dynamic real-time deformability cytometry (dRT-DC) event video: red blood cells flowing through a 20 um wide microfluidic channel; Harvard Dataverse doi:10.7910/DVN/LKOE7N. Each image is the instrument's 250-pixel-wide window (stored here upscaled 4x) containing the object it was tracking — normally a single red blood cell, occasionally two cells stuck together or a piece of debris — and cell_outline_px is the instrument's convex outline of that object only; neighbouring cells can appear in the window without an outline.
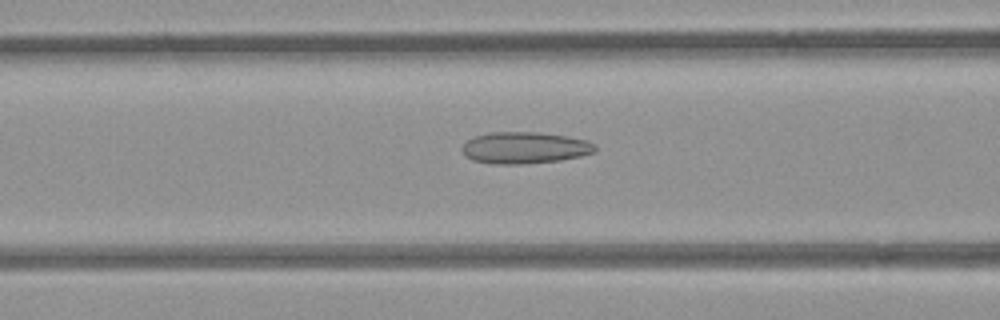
{"species": "common noctule bat (a hibernating species)", "species_latin": "Nyctalus noctula", "temperature_condition": "room temperature", "stored_images_in_passage": 55, "camera_frame_rate_fps": 3000, "um_per_image_px": 0.085, "animal": {"sex": "female", "body_mass_g": 21.9}, "frame": {"image": 1, "passage_image": 22, "time_ms": 7.0, "image_size_px": [1000, 320], "cell_outline_px": [[596, 152], [580, 156], [560, 160], [524, 164], [492, 164], [472, 160], [464, 156], [460, 148], [468, 140], [476, 136], [492, 132], [536, 132], [564, 136], [588, 140], [596, 144]], "centroid_in_image_um": [44.59, 12.57], "position_along_channel_um": 122.0, "area_um2": 24.62}}
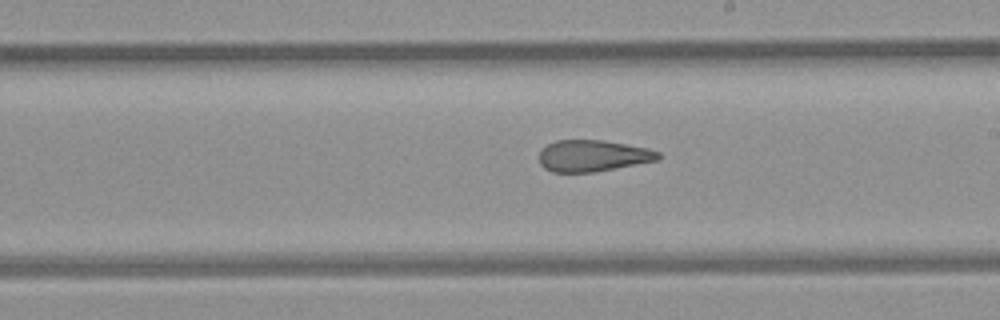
{"frame": {"image": 2, "passage_image": 31, "time_ms": 10.0, "image_size_px": [1000, 320], "cell_outline_px": [[660, 156], [656, 160], [592, 172], [552, 172], [544, 168], [540, 164], [540, 152], [548, 144], [556, 140], [604, 140], [648, 148], [660, 152]], "centroid_in_image_um": [50.36, 13.23], "position_along_channel_um": 238.6, "area_um2": 21.56}}
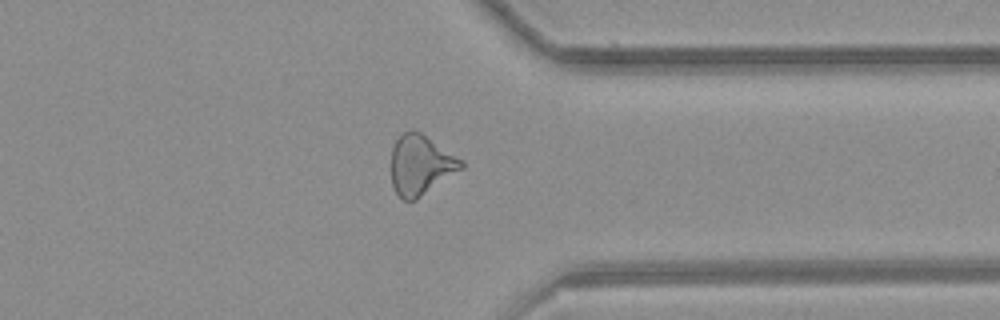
{"frame": {"image": 3, "passage_image": 42, "time_ms": 13.667, "image_size_px": [1000, 320], "cell_outline_px": [[464, 168], [416, 200], [404, 200], [396, 192], [392, 184], [392, 148], [396, 140], [404, 132], [420, 132], [464, 160]], "centroid_in_image_um": [35.79, 14.04], "position_along_channel_um": 375.6, "area_um2": 24.22}}